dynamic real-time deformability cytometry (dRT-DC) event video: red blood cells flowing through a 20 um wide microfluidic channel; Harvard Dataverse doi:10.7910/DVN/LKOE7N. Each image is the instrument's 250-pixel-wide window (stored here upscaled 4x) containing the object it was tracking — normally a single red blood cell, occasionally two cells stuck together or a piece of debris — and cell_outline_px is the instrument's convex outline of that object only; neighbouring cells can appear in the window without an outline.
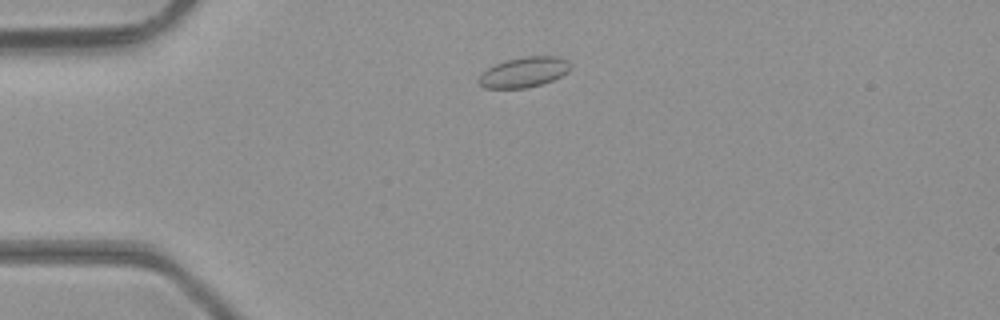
{"species": "common noctule bat (a hibernating species)", "species_latin": "Nyctalus noctula", "temperature_condition": "room temperature", "stored_images_in_passage": 39, "camera_frame_rate_fps": 3000, "um_per_image_px": 0.085, "animal": {"sex": "male", "body_mass_g": 23.1, "forearm_length_mm": 52.7}, "frame": {"image": 1, "passage_image": 3, "time_ms": 0.667, "image_size_px": [1000, 320], "cell_outline_px": [[572, 68], [568, 72], [552, 80], [528, 88], [484, 88], [476, 80], [480, 72], [496, 64], [508, 60], [524, 56], [560, 56], [568, 60], [572, 64]], "centroid_in_image_um": [44.54, 6.13], "position_along_channel_um": 40.5, "area_um2": 16.36}}
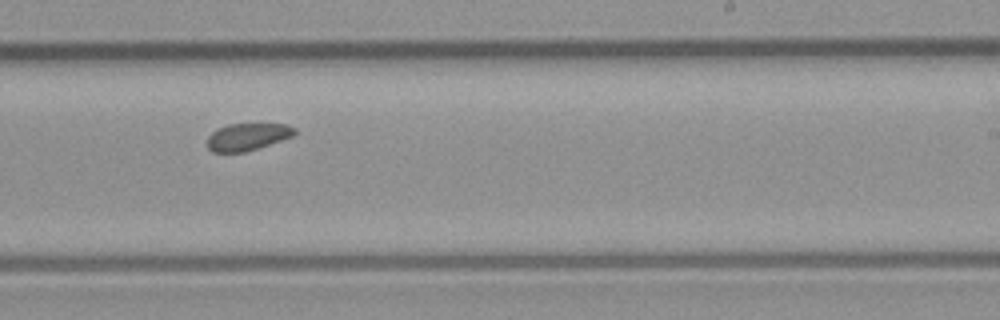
{"frame": {"image": 2, "passage_image": 21, "time_ms": 6.667, "image_size_px": [1000, 320], "cell_outline_px": [[296, 136], [244, 152], [212, 152], [208, 148], [208, 136], [216, 128], [228, 124], [288, 124], [296, 128]], "centroid_in_image_um": [21.07, 11.62], "position_along_channel_um": 267.9, "area_um2": 13.99}}
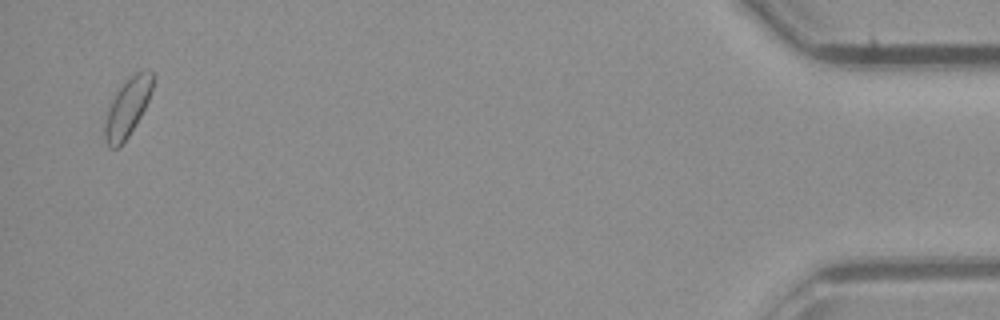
{"frame": {"image": 3, "passage_image": 38, "time_ms": 12.333, "image_size_px": [1000, 320], "cell_outline_px": [[152, 88], [148, 100], [140, 116], [128, 136], [116, 148], [108, 148], [104, 140], [104, 124], [112, 100], [116, 92], [124, 80], [136, 72], [152, 72]], "centroid_in_image_um": [10.79, 9.16], "position_along_channel_um": 424.4, "area_um2": 15.78}, "authors_computed_cell_mechanics": {"area_um2": 15.0858, "velocity_mm_per_s": 4.3109, "shape_relaxation_time_tau1_ms": null, "shape_relaxation_time_tau2_ms": 8.1708, "deformation_change_tau1": null, "deformation_change_tau2": 0.118}}